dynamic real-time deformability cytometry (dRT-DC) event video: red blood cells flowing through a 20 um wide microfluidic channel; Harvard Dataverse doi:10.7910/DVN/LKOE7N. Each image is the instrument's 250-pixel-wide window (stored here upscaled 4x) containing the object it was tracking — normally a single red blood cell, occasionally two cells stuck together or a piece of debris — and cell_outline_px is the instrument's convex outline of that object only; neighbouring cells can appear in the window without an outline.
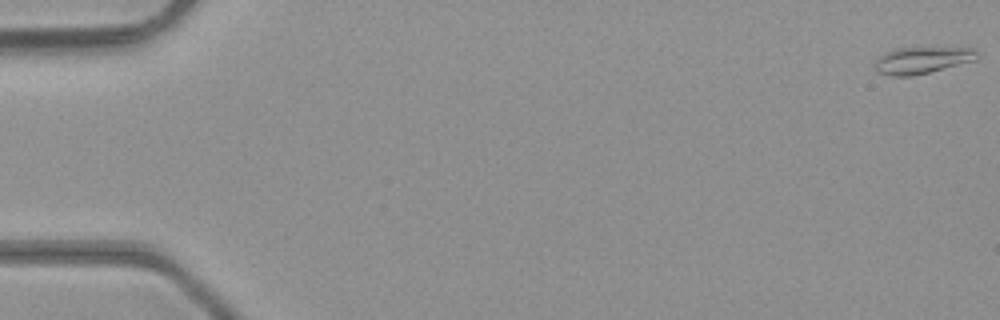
{"species": "common noctule bat (a hibernating species)", "species_latin": "Nyctalus noctula", "temperature_condition": "room temperature", "stored_images_in_passage": 6, "camera_frame_rate_fps": 3000, "um_per_image_px": 0.085, "animal": {"sex": "male", "body_mass_g": 23.1, "forearm_length_mm": 52.7}, "frame": {"image": 1, "passage_image": 1, "time_ms": 0.0, "image_size_px": [1000, 320], "cell_outline_px": [[976, 60], [912, 76], [892, 76], [876, 72], [876, 60], [884, 52], [892, 48], [976, 48]], "centroid_in_image_um": [78.33, 5.11], "position_along_channel_um": 6.7, "area_um2": 15.72}}